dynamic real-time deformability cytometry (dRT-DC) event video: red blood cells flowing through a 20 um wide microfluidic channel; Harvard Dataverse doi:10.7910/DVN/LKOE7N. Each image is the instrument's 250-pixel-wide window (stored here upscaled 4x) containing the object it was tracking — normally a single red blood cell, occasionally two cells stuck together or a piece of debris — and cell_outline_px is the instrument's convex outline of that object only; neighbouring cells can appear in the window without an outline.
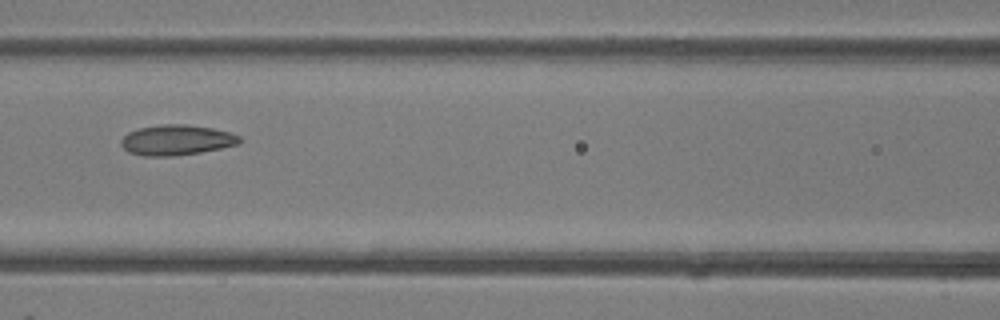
{"species": "common noctule bat (a hibernating species)", "species_latin": "Nyctalus noctula", "temperature_condition": "room temperature", "stored_images_in_passage": 6, "camera_frame_rate_fps": 3000, "um_per_image_px": 0.085, "animal": {"sex": "female"}, "frame": {"image": 1, "passage_image": 6, "time_ms": 5.333, "image_size_px": [1000, 320], "cell_outline_px": [[244, 140], [240, 144], [200, 152], [172, 156], [144, 156], [128, 152], [120, 144], [120, 140], [128, 132], [140, 128], [160, 124], [184, 124], [212, 128], [228, 132], [240, 136]], "centroid_in_image_um": [15.01, 11.9], "position_along_channel_um": 151.6, "area_um2": 20.98}}